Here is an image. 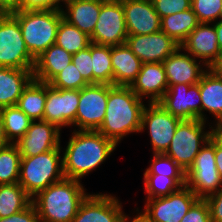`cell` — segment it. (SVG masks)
<instances>
[{"label":"cell","instance_id":"cell-7","mask_svg":"<svg viewBox=\"0 0 222 222\" xmlns=\"http://www.w3.org/2000/svg\"><path fill=\"white\" fill-rule=\"evenodd\" d=\"M185 185L198 197L205 199L222 188L215 162V132L200 149L185 172Z\"/></svg>","mask_w":222,"mask_h":222},{"label":"cell","instance_id":"cell-48","mask_svg":"<svg viewBox=\"0 0 222 222\" xmlns=\"http://www.w3.org/2000/svg\"><path fill=\"white\" fill-rule=\"evenodd\" d=\"M213 24L217 33V41H218L219 49L222 52V21L218 20L217 22Z\"/></svg>","mask_w":222,"mask_h":222},{"label":"cell","instance_id":"cell-2","mask_svg":"<svg viewBox=\"0 0 222 222\" xmlns=\"http://www.w3.org/2000/svg\"><path fill=\"white\" fill-rule=\"evenodd\" d=\"M144 101L129 86L108 85L106 113L97 131L117 145L127 135L139 133Z\"/></svg>","mask_w":222,"mask_h":222},{"label":"cell","instance_id":"cell-39","mask_svg":"<svg viewBox=\"0 0 222 222\" xmlns=\"http://www.w3.org/2000/svg\"><path fill=\"white\" fill-rule=\"evenodd\" d=\"M160 18L191 8V0H151Z\"/></svg>","mask_w":222,"mask_h":222},{"label":"cell","instance_id":"cell-25","mask_svg":"<svg viewBox=\"0 0 222 222\" xmlns=\"http://www.w3.org/2000/svg\"><path fill=\"white\" fill-rule=\"evenodd\" d=\"M111 64L114 86H130L142 66L141 60L126 43L111 47Z\"/></svg>","mask_w":222,"mask_h":222},{"label":"cell","instance_id":"cell-35","mask_svg":"<svg viewBox=\"0 0 222 222\" xmlns=\"http://www.w3.org/2000/svg\"><path fill=\"white\" fill-rule=\"evenodd\" d=\"M145 199L168 196L181 186L172 178L160 174H143Z\"/></svg>","mask_w":222,"mask_h":222},{"label":"cell","instance_id":"cell-3","mask_svg":"<svg viewBox=\"0 0 222 222\" xmlns=\"http://www.w3.org/2000/svg\"><path fill=\"white\" fill-rule=\"evenodd\" d=\"M79 180L63 178L32 198L40 222H72L89 195Z\"/></svg>","mask_w":222,"mask_h":222},{"label":"cell","instance_id":"cell-10","mask_svg":"<svg viewBox=\"0 0 222 222\" xmlns=\"http://www.w3.org/2000/svg\"><path fill=\"white\" fill-rule=\"evenodd\" d=\"M180 121V118L173 116L158 102L144 106L139 133L149 130L147 133L150 136L152 154L167 151Z\"/></svg>","mask_w":222,"mask_h":222},{"label":"cell","instance_id":"cell-4","mask_svg":"<svg viewBox=\"0 0 222 222\" xmlns=\"http://www.w3.org/2000/svg\"><path fill=\"white\" fill-rule=\"evenodd\" d=\"M11 14L18 20L26 48L34 59L56 43L63 19L61 10H18Z\"/></svg>","mask_w":222,"mask_h":222},{"label":"cell","instance_id":"cell-51","mask_svg":"<svg viewBox=\"0 0 222 222\" xmlns=\"http://www.w3.org/2000/svg\"><path fill=\"white\" fill-rule=\"evenodd\" d=\"M219 20L222 21V5H221V10H220V13H219Z\"/></svg>","mask_w":222,"mask_h":222},{"label":"cell","instance_id":"cell-40","mask_svg":"<svg viewBox=\"0 0 222 222\" xmlns=\"http://www.w3.org/2000/svg\"><path fill=\"white\" fill-rule=\"evenodd\" d=\"M181 222H211L210 209L207 201L199 198L191 206Z\"/></svg>","mask_w":222,"mask_h":222},{"label":"cell","instance_id":"cell-45","mask_svg":"<svg viewBox=\"0 0 222 222\" xmlns=\"http://www.w3.org/2000/svg\"><path fill=\"white\" fill-rule=\"evenodd\" d=\"M0 4L8 13L19 10V0H0Z\"/></svg>","mask_w":222,"mask_h":222},{"label":"cell","instance_id":"cell-42","mask_svg":"<svg viewBox=\"0 0 222 222\" xmlns=\"http://www.w3.org/2000/svg\"><path fill=\"white\" fill-rule=\"evenodd\" d=\"M209 205L211 222H222V188L205 198Z\"/></svg>","mask_w":222,"mask_h":222},{"label":"cell","instance_id":"cell-33","mask_svg":"<svg viewBox=\"0 0 222 222\" xmlns=\"http://www.w3.org/2000/svg\"><path fill=\"white\" fill-rule=\"evenodd\" d=\"M21 158L15 143L0 149V184L18 183Z\"/></svg>","mask_w":222,"mask_h":222},{"label":"cell","instance_id":"cell-27","mask_svg":"<svg viewBox=\"0 0 222 222\" xmlns=\"http://www.w3.org/2000/svg\"><path fill=\"white\" fill-rule=\"evenodd\" d=\"M199 24L196 14L190 8L161 18V31L181 45Z\"/></svg>","mask_w":222,"mask_h":222},{"label":"cell","instance_id":"cell-43","mask_svg":"<svg viewBox=\"0 0 222 222\" xmlns=\"http://www.w3.org/2000/svg\"><path fill=\"white\" fill-rule=\"evenodd\" d=\"M0 222H40V219L35 206L31 203L26 209L10 217L0 218Z\"/></svg>","mask_w":222,"mask_h":222},{"label":"cell","instance_id":"cell-5","mask_svg":"<svg viewBox=\"0 0 222 222\" xmlns=\"http://www.w3.org/2000/svg\"><path fill=\"white\" fill-rule=\"evenodd\" d=\"M61 146L33 157H22L18 183L33 198L49 185L63 178Z\"/></svg>","mask_w":222,"mask_h":222},{"label":"cell","instance_id":"cell-20","mask_svg":"<svg viewBox=\"0 0 222 222\" xmlns=\"http://www.w3.org/2000/svg\"><path fill=\"white\" fill-rule=\"evenodd\" d=\"M183 51L192 55L209 68L221 53L214 24L200 23L180 45Z\"/></svg>","mask_w":222,"mask_h":222},{"label":"cell","instance_id":"cell-12","mask_svg":"<svg viewBox=\"0 0 222 222\" xmlns=\"http://www.w3.org/2000/svg\"><path fill=\"white\" fill-rule=\"evenodd\" d=\"M108 101V84H88L80 89L75 130L97 131L103 123Z\"/></svg>","mask_w":222,"mask_h":222},{"label":"cell","instance_id":"cell-13","mask_svg":"<svg viewBox=\"0 0 222 222\" xmlns=\"http://www.w3.org/2000/svg\"><path fill=\"white\" fill-rule=\"evenodd\" d=\"M80 90L57 89L46 83V101L43 120L60 130L70 127L76 118Z\"/></svg>","mask_w":222,"mask_h":222},{"label":"cell","instance_id":"cell-9","mask_svg":"<svg viewBox=\"0 0 222 222\" xmlns=\"http://www.w3.org/2000/svg\"><path fill=\"white\" fill-rule=\"evenodd\" d=\"M35 59L23 40L18 20L9 13L0 19V67L34 69Z\"/></svg>","mask_w":222,"mask_h":222},{"label":"cell","instance_id":"cell-19","mask_svg":"<svg viewBox=\"0 0 222 222\" xmlns=\"http://www.w3.org/2000/svg\"><path fill=\"white\" fill-rule=\"evenodd\" d=\"M162 63L168 85L182 83L188 85L196 84L208 70L201 61L195 59L189 53H185L181 47L168 56Z\"/></svg>","mask_w":222,"mask_h":222},{"label":"cell","instance_id":"cell-47","mask_svg":"<svg viewBox=\"0 0 222 222\" xmlns=\"http://www.w3.org/2000/svg\"><path fill=\"white\" fill-rule=\"evenodd\" d=\"M9 144H10V142L7 139L4 124H3V120H2V117L0 115V149L9 145Z\"/></svg>","mask_w":222,"mask_h":222},{"label":"cell","instance_id":"cell-46","mask_svg":"<svg viewBox=\"0 0 222 222\" xmlns=\"http://www.w3.org/2000/svg\"><path fill=\"white\" fill-rule=\"evenodd\" d=\"M208 69H210L219 78H222V52Z\"/></svg>","mask_w":222,"mask_h":222},{"label":"cell","instance_id":"cell-17","mask_svg":"<svg viewBox=\"0 0 222 222\" xmlns=\"http://www.w3.org/2000/svg\"><path fill=\"white\" fill-rule=\"evenodd\" d=\"M126 44L142 63H162L180 47L163 31L146 35H128Z\"/></svg>","mask_w":222,"mask_h":222},{"label":"cell","instance_id":"cell-36","mask_svg":"<svg viewBox=\"0 0 222 222\" xmlns=\"http://www.w3.org/2000/svg\"><path fill=\"white\" fill-rule=\"evenodd\" d=\"M48 84L53 88L69 90H80L88 85L72 61Z\"/></svg>","mask_w":222,"mask_h":222},{"label":"cell","instance_id":"cell-37","mask_svg":"<svg viewBox=\"0 0 222 222\" xmlns=\"http://www.w3.org/2000/svg\"><path fill=\"white\" fill-rule=\"evenodd\" d=\"M222 0H191V9L199 23L213 24L219 20Z\"/></svg>","mask_w":222,"mask_h":222},{"label":"cell","instance_id":"cell-6","mask_svg":"<svg viewBox=\"0 0 222 222\" xmlns=\"http://www.w3.org/2000/svg\"><path fill=\"white\" fill-rule=\"evenodd\" d=\"M206 123L199 119L181 120L167 151L164 153L172 158L185 172L190 168L200 149L216 130L213 124L206 125ZM207 126H209L210 131H206Z\"/></svg>","mask_w":222,"mask_h":222},{"label":"cell","instance_id":"cell-49","mask_svg":"<svg viewBox=\"0 0 222 222\" xmlns=\"http://www.w3.org/2000/svg\"><path fill=\"white\" fill-rule=\"evenodd\" d=\"M134 217H129V215L122 222H146L138 213Z\"/></svg>","mask_w":222,"mask_h":222},{"label":"cell","instance_id":"cell-24","mask_svg":"<svg viewBox=\"0 0 222 222\" xmlns=\"http://www.w3.org/2000/svg\"><path fill=\"white\" fill-rule=\"evenodd\" d=\"M33 79V69L0 67V109L17 105L23 90Z\"/></svg>","mask_w":222,"mask_h":222},{"label":"cell","instance_id":"cell-31","mask_svg":"<svg viewBox=\"0 0 222 222\" xmlns=\"http://www.w3.org/2000/svg\"><path fill=\"white\" fill-rule=\"evenodd\" d=\"M0 115L10 143L17 142L27 132L32 122L17 105L1 108Z\"/></svg>","mask_w":222,"mask_h":222},{"label":"cell","instance_id":"cell-44","mask_svg":"<svg viewBox=\"0 0 222 222\" xmlns=\"http://www.w3.org/2000/svg\"><path fill=\"white\" fill-rule=\"evenodd\" d=\"M215 162L222 180V129L215 130Z\"/></svg>","mask_w":222,"mask_h":222},{"label":"cell","instance_id":"cell-32","mask_svg":"<svg viewBox=\"0 0 222 222\" xmlns=\"http://www.w3.org/2000/svg\"><path fill=\"white\" fill-rule=\"evenodd\" d=\"M91 43L90 37L76 26L62 19L57 29L56 43L72 55L86 48Z\"/></svg>","mask_w":222,"mask_h":222},{"label":"cell","instance_id":"cell-30","mask_svg":"<svg viewBox=\"0 0 222 222\" xmlns=\"http://www.w3.org/2000/svg\"><path fill=\"white\" fill-rule=\"evenodd\" d=\"M93 84L113 85L111 47L91 42Z\"/></svg>","mask_w":222,"mask_h":222},{"label":"cell","instance_id":"cell-34","mask_svg":"<svg viewBox=\"0 0 222 222\" xmlns=\"http://www.w3.org/2000/svg\"><path fill=\"white\" fill-rule=\"evenodd\" d=\"M144 174H160L172 177L181 187L185 186V171L166 154H153Z\"/></svg>","mask_w":222,"mask_h":222},{"label":"cell","instance_id":"cell-15","mask_svg":"<svg viewBox=\"0 0 222 222\" xmlns=\"http://www.w3.org/2000/svg\"><path fill=\"white\" fill-rule=\"evenodd\" d=\"M112 194L89 193L72 222H122L128 215Z\"/></svg>","mask_w":222,"mask_h":222},{"label":"cell","instance_id":"cell-18","mask_svg":"<svg viewBox=\"0 0 222 222\" xmlns=\"http://www.w3.org/2000/svg\"><path fill=\"white\" fill-rule=\"evenodd\" d=\"M128 35H146L161 31V18L151 0H120Z\"/></svg>","mask_w":222,"mask_h":222},{"label":"cell","instance_id":"cell-41","mask_svg":"<svg viewBox=\"0 0 222 222\" xmlns=\"http://www.w3.org/2000/svg\"><path fill=\"white\" fill-rule=\"evenodd\" d=\"M65 0H19V10H62ZM62 2V3H61Z\"/></svg>","mask_w":222,"mask_h":222},{"label":"cell","instance_id":"cell-8","mask_svg":"<svg viewBox=\"0 0 222 222\" xmlns=\"http://www.w3.org/2000/svg\"><path fill=\"white\" fill-rule=\"evenodd\" d=\"M198 199L185 185L168 196L146 199L144 209L136 211L146 222H181Z\"/></svg>","mask_w":222,"mask_h":222},{"label":"cell","instance_id":"cell-1","mask_svg":"<svg viewBox=\"0 0 222 222\" xmlns=\"http://www.w3.org/2000/svg\"><path fill=\"white\" fill-rule=\"evenodd\" d=\"M118 145L100 132L74 130L63 149L65 178L81 181L109 158Z\"/></svg>","mask_w":222,"mask_h":222},{"label":"cell","instance_id":"cell-21","mask_svg":"<svg viewBox=\"0 0 222 222\" xmlns=\"http://www.w3.org/2000/svg\"><path fill=\"white\" fill-rule=\"evenodd\" d=\"M129 87L140 99L147 98L146 103L159 102L168 89L163 63H142L139 74Z\"/></svg>","mask_w":222,"mask_h":222},{"label":"cell","instance_id":"cell-14","mask_svg":"<svg viewBox=\"0 0 222 222\" xmlns=\"http://www.w3.org/2000/svg\"><path fill=\"white\" fill-rule=\"evenodd\" d=\"M158 103L181 120H201L199 82L193 85L184 83L168 85V89Z\"/></svg>","mask_w":222,"mask_h":222},{"label":"cell","instance_id":"cell-50","mask_svg":"<svg viewBox=\"0 0 222 222\" xmlns=\"http://www.w3.org/2000/svg\"><path fill=\"white\" fill-rule=\"evenodd\" d=\"M9 13L0 4V19L6 17Z\"/></svg>","mask_w":222,"mask_h":222},{"label":"cell","instance_id":"cell-26","mask_svg":"<svg viewBox=\"0 0 222 222\" xmlns=\"http://www.w3.org/2000/svg\"><path fill=\"white\" fill-rule=\"evenodd\" d=\"M72 60V54L57 44H52L35 59L34 80L49 83L57 74L67 67Z\"/></svg>","mask_w":222,"mask_h":222},{"label":"cell","instance_id":"cell-16","mask_svg":"<svg viewBox=\"0 0 222 222\" xmlns=\"http://www.w3.org/2000/svg\"><path fill=\"white\" fill-rule=\"evenodd\" d=\"M45 120H32L27 132L17 141L21 157H33L61 146V132Z\"/></svg>","mask_w":222,"mask_h":222},{"label":"cell","instance_id":"cell-29","mask_svg":"<svg viewBox=\"0 0 222 222\" xmlns=\"http://www.w3.org/2000/svg\"><path fill=\"white\" fill-rule=\"evenodd\" d=\"M32 203V198L19 183L0 184V218L10 217Z\"/></svg>","mask_w":222,"mask_h":222},{"label":"cell","instance_id":"cell-28","mask_svg":"<svg viewBox=\"0 0 222 222\" xmlns=\"http://www.w3.org/2000/svg\"><path fill=\"white\" fill-rule=\"evenodd\" d=\"M46 101V83L32 80L23 90L17 106L31 119L43 120Z\"/></svg>","mask_w":222,"mask_h":222},{"label":"cell","instance_id":"cell-23","mask_svg":"<svg viewBox=\"0 0 222 222\" xmlns=\"http://www.w3.org/2000/svg\"><path fill=\"white\" fill-rule=\"evenodd\" d=\"M63 19L89 37L93 34L101 9L100 0H65ZM65 6V7H64ZM65 8V10H64Z\"/></svg>","mask_w":222,"mask_h":222},{"label":"cell","instance_id":"cell-38","mask_svg":"<svg viewBox=\"0 0 222 222\" xmlns=\"http://www.w3.org/2000/svg\"><path fill=\"white\" fill-rule=\"evenodd\" d=\"M73 64L88 84H93L91 43L88 47L72 55Z\"/></svg>","mask_w":222,"mask_h":222},{"label":"cell","instance_id":"cell-22","mask_svg":"<svg viewBox=\"0 0 222 222\" xmlns=\"http://www.w3.org/2000/svg\"><path fill=\"white\" fill-rule=\"evenodd\" d=\"M201 120L208 121L204 111L214 116L216 129H222V78L208 69L199 81Z\"/></svg>","mask_w":222,"mask_h":222},{"label":"cell","instance_id":"cell-11","mask_svg":"<svg viewBox=\"0 0 222 222\" xmlns=\"http://www.w3.org/2000/svg\"><path fill=\"white\" fill-rule=\"evenodd\" d=\"M127 27L120 0L101 1V9L90 41L104 46L126 43Z\"/></svg>","mask_w":222,"mask_h":222}]
</instances>
